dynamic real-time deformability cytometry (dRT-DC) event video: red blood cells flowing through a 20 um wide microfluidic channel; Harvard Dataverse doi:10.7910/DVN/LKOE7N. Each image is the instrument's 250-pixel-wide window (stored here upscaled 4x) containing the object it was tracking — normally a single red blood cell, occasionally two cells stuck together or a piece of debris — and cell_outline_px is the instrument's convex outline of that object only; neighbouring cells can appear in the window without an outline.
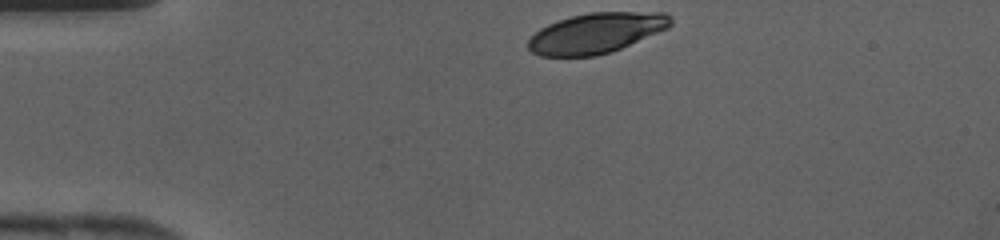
{"species": "human", "species_latin": "Homo sapiens", "temperature_condition": "cold", "stored_images_in_passage": 27, "camera_frame_rate_fps": 3000, "um_per_image_px": 0.085, "donor": {"sex": "female"}, "frame": {"image": 1, "passage_image": 1, "time_ms": 0.0, "image_size_px": [1000, 240], "cell_outline_px": [[672, 24], [668, 28], [612, 52], [596, 56], [540, 56], [532, 52], [528, 48], [528, 40], [540, 28], [548, 24], [572, 16], [588, 12], [664, 12], [672, 16]], "centroid_in_image_um": [50.7, 2.81], "position_along_channel_um": 34.3, "area_um2": 33.47}}
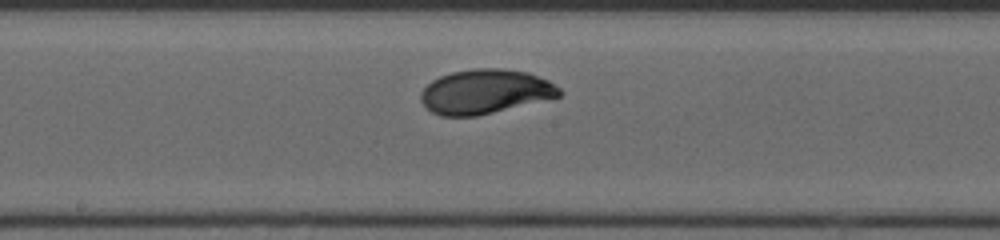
{"frame": {"image": 2, "passage_image": 15, "time_ms": 4.667, "image_size_px": [1000, 240], "cell_outline_px": [[564, 92], [560, 96], [476, 116], [440, 116], [432, 112], [420, 100], [420, 92], [432, 80], [440, 76], [452, 72], [472, 68], [504, 68], [528, 72], [548, 80], [560, 88]], "centroid_in_image_um": [41.23, 7.77], "position_along_channel_um": 207.0, "area_um2": 35.78}}
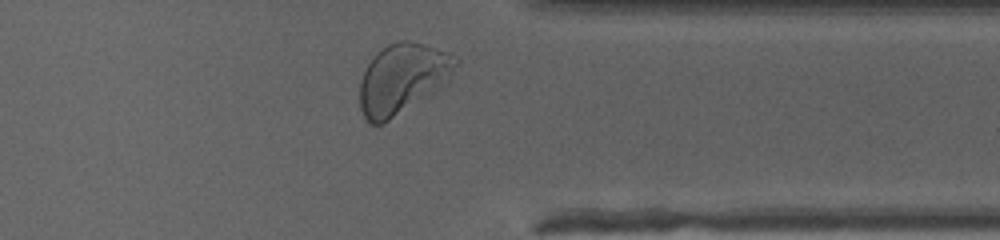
{"frame": {"image": 3, "passage_image": 26, "time_ms": 8.333, "image_size_px": [1000, 240], "cell_outline_px": [[460, 60], [432, 92], [384, 124], [368, 124], [360, 108], [360, 80], [368, 64], [376, 52], [388, 44], [400, 40], [408, 40], [424, 44], [448, 52]], "centroid_in_image_um": [34.12, 6.67], "position_along_channel_um": 377.3, "area_um2": 38.21}}